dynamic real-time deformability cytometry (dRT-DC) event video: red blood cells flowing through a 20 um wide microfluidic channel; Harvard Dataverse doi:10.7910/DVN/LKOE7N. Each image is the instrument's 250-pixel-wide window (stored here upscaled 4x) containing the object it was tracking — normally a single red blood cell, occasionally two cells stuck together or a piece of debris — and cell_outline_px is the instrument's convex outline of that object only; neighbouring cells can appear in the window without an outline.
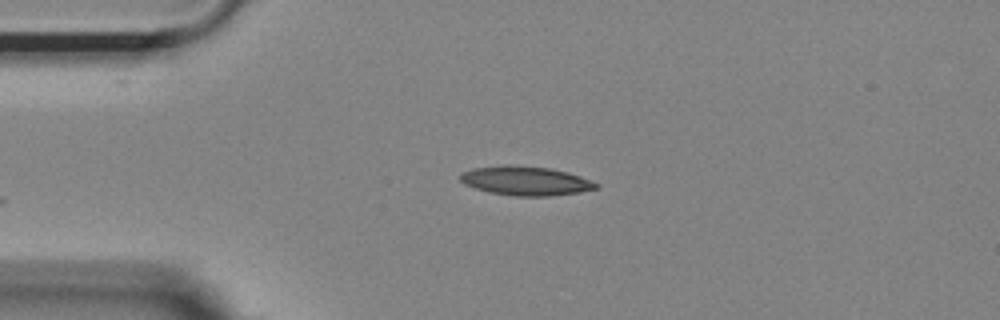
{"species": "Egyptian fruit bat (a non-hibernating species)", "species_latin": "Rousettus aegyptiacus", "temperature_condition": "room temperature", "stored_images_in_passage": 20, "camera_frame_rate_fps": 3000, "um_per_image_px": 0.085, "animal": {"sex": "female"}, "frame": {"image": 1, "passage_image": 1, "time_ms": 0.0, "image_size_px": [1000, 320], "cell_outline_px": [[600, 188], [580, 192], [548, 196], [516, 196], [492, 192], [476, 188], [464, 184], [460, 180], [460, 176], [464, 172], [472, 168], [504, 164], [552, 168], [568, 172], [580, 176], [600, 184]], "centroid_in_image_um": [44.72, 15.36], "position_along_channel_um": 40.3, "area_um2": 23.06}}
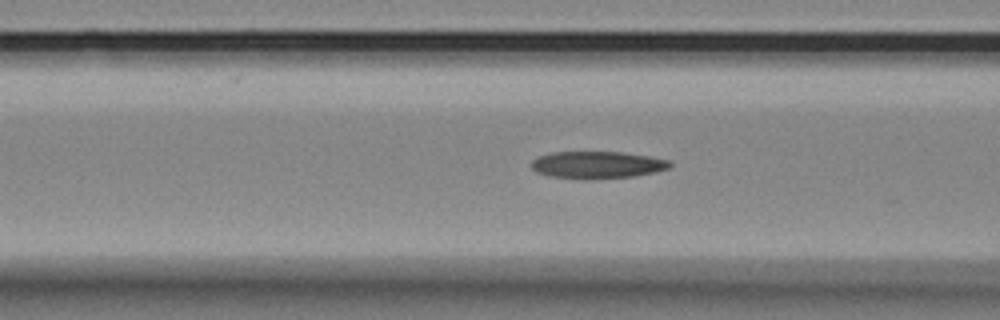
{"frame": {"image": 2, "passage_image": 9, "time_ms": 2.667, "image_size_px": [1000, 320], "cell_outline_px": [[672, 164], [668, 168], [656, 172], [636, 176], [588, 180], [584, 180], [548, 176], [536, 172], [532, 168], [532, 160], [540, 156], [552, 152], [620, 152], [652, 156], [672, 160]], "centroid_in_image_um": [50.8, 14.02], "position_along_channel_um": 115.8, "area_um2": 22.31}}
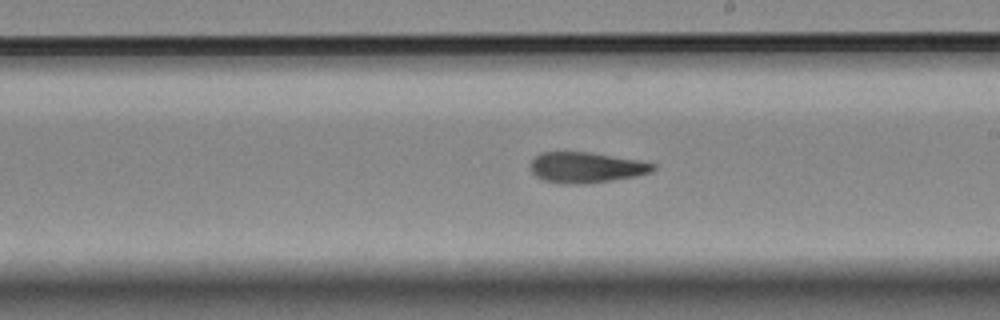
{"frame": {"image": 3, "passage_image": 19, "time_ms": 6.0, "image_size_px": [1000, 320], "cell_outline_px": [[656, 168], [652, 172], [636, 176], [588, 184], [560, 184], [544, 180], [536, 176], [532, 172], [532, 160], [540, 152], [588, 152], [640, 160], [656, 164]], "centroid_in_image_um": [49.85, 14.24], "position_along_channel_um": 239.1, "area_um2": 21.96}}